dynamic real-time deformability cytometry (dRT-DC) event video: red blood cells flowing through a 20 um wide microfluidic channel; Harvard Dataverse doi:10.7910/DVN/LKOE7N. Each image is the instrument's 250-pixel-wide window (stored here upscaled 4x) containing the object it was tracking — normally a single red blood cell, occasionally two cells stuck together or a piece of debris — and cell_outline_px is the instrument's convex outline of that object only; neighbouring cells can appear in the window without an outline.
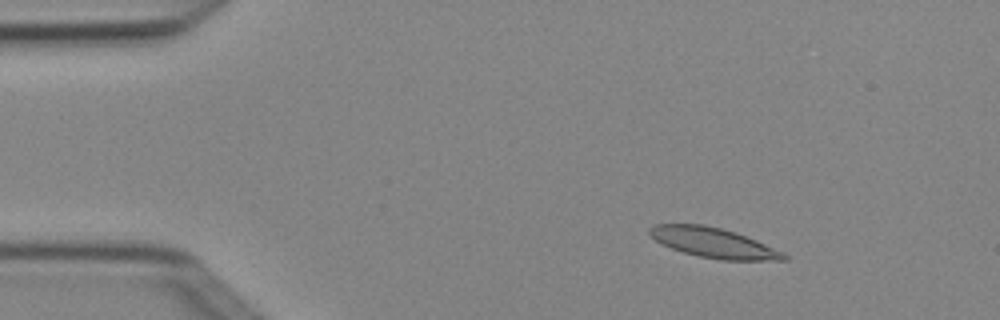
{"species": "Egyptian fruit bat (a non-hibernating species)", "species_latin": "Rousettus aegyptiacus", "temperature_condition": "cold", "stored_images_in_passage": 4, "camera_frame_rate_fps": 3000, "um_per_image_px": 0.085, "animal": {"sex": "female"}, "frame": {"image": 1, "passage_image": 2, "time_ms": 0.333, "image_size_px": [1000, 320], "cell_outline_px": [[788, 260], [720, 260], [700, 256], [684, 252], [672, 248], [656, 240], [648, 232], [648, 228], [656, 224], [704, 224], [736, 232], [756, 240], [784, 252], [788, 256]], "centroid_in_image_um": [60.68, 20.63], "position_along_channel_um": 24.3, "area_um2": 23.24}}